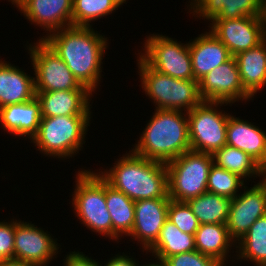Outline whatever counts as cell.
I'll list each match as a JSON object with an SVG mask.
<instances>
[{
    "instance_id": "cell-1",
    "label": "cell",
    "mask_w": 266,
    "mask_h": 266,
    "mask_svg": "<svg viewBox=\"0 0 266 266\" xmlns=\"http://www.w3.org/2000/svg\"><path fill=\"white\" fill-rule=\"evenodd\" d=\"M46 35L40 39L52 47L77 81L90 92L96 91L108 39L92 26H69Z\"/></svg>"
},
{
    "instance_id": "cell-2",
    "label": "cell",
    "mask_w": 266,
    "mask_h": 266,
    "mask_svg": "<svg viewBox=\"0 0 266 266\" xmlns=\"http://www.w3.org/2000/svg\"><path fill=\"white\" fill-rule=\"evenodd\" d=\"M117 160L114 167L98 173L114 189L122 191L133 201L169 198L166 164L132 151Z\"/></svg>"
},
{
    "instance_id": "cell-3",
    "label": "cell",
    "mask_w": 266,
    "mask_h": 266,
    "mask_svg": "<svg viewBox=\"0 0 266 266\" xmlns=\"http://www.w3.org/2000/svg\"><path fill=\"white\" fill-rule=\"evenodd\" d=\"M132 152L146 159L167 164L190 151L187 113L155 109Z\"/></svg>"
},
{
    "instance_id": "cell-4",
    "label": "cell",
    "mask_w": 266,
    "mask_h": 266,
    "mask_svg": "<svg viewBox=\"0 0 266 266\" xmlns=\"http://www.w3.org/2000/svg\"><path fill=\"white\" fill-rule=\"evenodd\" d=\"M138 58L141 85L146 96L148 95L155 103V109L187 113L203 101L199 93L198 81L176 79L162 74L152 69L141 57Z\"/></svg>"
},
{
    "instance_id": "cell-5",
    "label": "cell",
    "mask_w": 266,
    "mask_h": 266,
    "mask_svg": "<svg viewBox=\"0 0 266 266\" xmlns=\"http://www.w3.org/2000/svg\"><path fill=\"white\" fill-rule=\"evenodd\" d=\"M90 119L91 116L42 117L31 143H35L37 150L46 156L62 160L72 158L86 142L84 138Z\"/></svg>"
},
{
    "instance_id": "cell-6",
    "label": "cell",
    "mask_w": 266,
    "mask_h": 266,
    "mask_svg": "<svg viewBox=\"0 0 266 266\" xmlns=\"http://www.w3.org/2000/svg\"><path fill=\"white\" fill-rule=\"evenodd\" d=\"M72 206L81 224L112 239V220L105 201V180L98 172L78 171Z\"/></svg>"
},
{
    "instance_id": "cell-7",
    "label": "cell",
    "mask_w": 266,
    "mask_h": 266,
    "mask_svg": "<svg viewBox=\"0 0 266 266\" xmlns=\"http://www.w3.org/2000/svg\"><path fill=\"white\" fill-rule=\"evenodd\" d=\"M213 163L211 154L192 150L167 163L169 198L187 202L207 192L208 176Z\"/></svg>"
},
{
    "instance_id": "cell-8",
    "label": "cell",
    "mask_w": 266,
    "mask_h": 266,
    "mask_svg": "<svg viewBox=\"0 0 266 266\" xmlns=\"http://www.w3.org/2000/svg\"><path fill=\"white\" fill-rule=\"evenodd\" d=\"M224 104L230 103L202 101L187 112L192 151L213 155L226 145L227 122L230 114L223 113L217 108Z\"/></svg>"
},
{
    "instance_id": "cell-9",
    "label": "cell",
    "mask_w": 266,
    "mask_h": 266,
    "mask_svg": "<svg viewBox=\"0 0 266 266\" xmlns=\"http://www.w3.org/2000/svg\"><path fill=\"white\" fill-rule=\"evenodd\" d=\"M143 45L139 56L152 69L176 79L194 80L189 42L182 44L166 35L152 34Z\"/></svg>"
},
{
    "instance_id": "cell-10",
    "label": "cell",
    "mask_w": 266,
    "mask_h": 266,
    "mask_svg": "<svg viewBox=\"0 0 266 266\" xmlns=\"http://www.w3.org/2000/svg\"><path fill=\"white\" fill-rule=\"evenodd\" d=\"M31 63L34 69L35 92L88 90L82 86L65 62L43 39L29 44Z\"/></svg>"
},
{
    "instance_id": "cell-11",
    "label": "cell",
    "mask_w": 266,
    "mask_h": 266,
    "mask_svg": "<svg viewBox=\"0 0 266 266\" xmlns=\"http://www.w3.org/2000/svg\"><path fill=\"white\" fill-rule=\"evenodd\" d=\"M210 31L229 50L231 56L247 51L266 38V16L214 19Z\"/></svg>"
},
{
    "instance_id": "cell-12",
    "label": "cell",
    "mask_w": 266,
    "mask_h": 266,
    "mask_svg": "<svg viewBox=\"0 0 266 266\" xmlns=\"http://www.w3.org/2000/svg\"><path fill=\"white\" fill-rule=\"evenodd\" d=\"M203 101L232 103L252 100L244 90L235 57L211 70L198 81ZM247 100V101H246Z\"/></svg>"
},
{
    "instance_id": "cell-13",
    "label": "cell",
    "mask_w": 266,
    "mask_h": 266,
    "mask_svg": "<svg viewBox=\"0 0 266 266\" xmlns=\"http://www.w3.org/2000/svg\"><path fill=\"white\" fill-rule=\"evenodd\" d=\"M231 199L226 226L229 236L239 241L250 226L259 218L266 215V177L259 183Z\"/></svg>"
},
{
    "instance_id": "cell-14",
    "label": "cell",
    "mask_w": 266,
    "mask_h": 266,
    "mask_svg": "<svg viewBox=\"0 0 266 266\" xmlns=\"http://www.w3.org/2000/svg\"><path fill=\"white\" fill-rule=\"evenodd\" d=\"M35 226L15 219L14 259L47 266L58 254L59 245L48 232Z\"/></svg>"
},
{
    "instance_id": "cell-15",
    "label": "cell",
    "mask_w": 266,
    "mask_h": 266,
    "mask_svg": "<svg viewBox=\"0 0 266 266\" xmlns=\"http://www.w3.org/2000/svg\"><path fill=\"white\" fill-rule=\"evenodd\" d=\"M170 198L143 199L135 201V220L128 235L137 240L147 251L158 239L160 230L168 218Z\"/></svg>"
},
{
    "instance_id": "cell-16",
    "label": "cell",
    "mask_w": 266,
    "mask_h": 266,
    "mask_svg": "<svg viewBox=\"0 0 266 266\" xmlns=\"http://www.w3.org/2000/svg\"><path fill=\"white\" fill-rule=\"evenodd\" d=\"M17 9L48 34L72 26L73 0H23Z\"/></svg>"
},
{
    "instance_id": "cell-17",
    "label": "cell",
    "mask_w": 266,
    "mask_h": 266,
    "mask_svg": "<svg viewBox=\"0 0 266 266\" xmlns=\"http://www.w3.org/2000/svg\"><path fill=\"white\" fill-rule=\"evenodd\" d=\"M190 8L198 18L239 19L247 16H266V0H191ZM193 9V10H192Z\"/></svg>"
},
{
    "instance_id": "cell-18",
    "label": "cell",
    "mask_w": 266,
    "mask_h": 266,
    "mask_svg": "<svg viewBox=\"0 0 266 266\" xmlns=\"http://www.w3.org/2000/svg\"><path fill=\"white\" fill-rule=\"evenodd\" d=\"M41 105L42 117L90 116L89 90H62L35 92Z\"/></svg>"
},
{
    "instance_id": "cell-19",
    "label": "cell",
    "mask_w": 266,
    "mask_h": 266,
    "mask_svg": "<svg viewBox=\"0 0 266 266\" xmlns=\"http://www.w3.org/2000/svg\"><path fill=\"white\" fill-rule=\"evenodd\" d=\"M226 145L246 152L266 170V131L251 122L230 115Z\"/></svg>"
},
{
    "instance_id": "cell-20",
    "label": "cell",
    "mask_w": 266,
    "mask_h": 266,
    "mask_svg": "<svg viewBox=\"0 0 266 266\" xmlns=\"http://www.w3.org/2000/svg\"><path fill=\"white\" fill-rule=\"evenodd\" d=\"M189 50L196 81L232 57L228 48L210 31L189 41Z\"/></svg>"
},
{
    "instance_id": "cell-21",
    "label": "cell",
    "mask_w": 266,
    "mask_h": 266,
    "mask_svg": "<svg viewBox=\"0 0 266 266\" xmlns=\"http://www.w3.org/2000/svg\"><path fill=\"white\" fill-rule=\"evenodd\" d=\"M41 118V105L36 97L0 108V124L4 131L30 140L37 134Z\"/></svg>"
},
{
    "instance_id": "cell-22",
    "label": "cell",
    "mask_w": 266,
    "mask_h": 266,
    "mask_svg": "<svg viewBox=\"0 0 266 266\" xmlns=\"http://www.w3.org/2000/svg\"><path fill=\"white\" fill-rule=\"evenodd\" d=\"M36 97L34 77L0 60V108L31 101Z\"/></svg>"
},
{
    "instance_id": "cell-23",
    "label": "cell",
    "mask_w": 266,
    "mask_h": 266,
    "mask_svg": "<svg viewBox=\"0 0 266 266\" xmlns=\"http://www.w3.org/2000/svg\"><path fill=\"white\" fill-rule=\"evenodd\" d=\"M244 90L254 94L266 86V38L257 46L234 56Z\"/></svg>"
},
{
    "instance_id": "cell-24",
    "label": "cell",
    "mask_w": 266,
    "mask_h": 266,
    "mask_svg": "<svg viewBox=\"0 0 266 266\" xmlns=\"http://www.w3.org/2000/svg\"><path fill=\"white\" fill-rule=\"evenodd\" d=\"M105 201L112 220V239L129 235L135 220V201L105 181ZM123 234V235H122Z\"/></svg>"
},
{
    "instance_id": "cell-25",
    "label": "cell",
    "mask_w": 266,
    "mask_h": 266,
    "mask_svg": "<svg viewBox=\"0 0 266 266\" xmlns=\"http://www.w3.org/2000/svg\"><path fill=\"white\" fill-rule=\"evenodd\" d=\"M235 245L226 224H200L195 233L196 251L224 264L228 261L226 258L230 257V248Z\"/></svg>"
},
{
    "instance_id": "cell-26",
    "label": "cell",
    "mask_w": 266,
    "mask_h": 266,
    "mask_svg": "<svg viewBox=\"0 0 266 266\" xmlns=\"http://www.w3.org/2000/svg\"><path fill=\"white\" fill-rule=\"evenodd\" d=\"M194 250H196L195 235L183 233L167 218L158 239L146 252L149 251L155 259L164 261L172 255Z\"/></svg>"
},
{
    "instance_id": "cell-27",
    "label": "cell",
    "mask_w": 266,
    "mask_h": 266,
    "mask_svg": "<svg viewBox=\"0 0 266 266\" xmlns=\"http://www.w3.org/2000/svg\"><path fill=\"white\" fill-rule=\"evenodd\" d=\"M212 156L214 164L218 167L235 173L245 180L252 178V176L254 178L257 176L266 177V170L256 160L233 146L225 145Z\"/></svg>"
},
{
    "instance_id": "cell-28",
    "label": "cell",
    "mask_w": 266,
    "mask_h": 266,
    "mask_svg": "<svg viewBox=\"0 0 266 266\" xmlns=\"http://www.w3.org/2000/svg\"><path fill=\"white\" fill-rule=\"evenodd\" d=\"M186 203L200 224H226L227 222L230 198L207 191Z\"/></svg>"
},
{
    "instance_id": "cell-29",
    "label": "cell",
    "mask_w": 266,
    "mask_h": 266,
    "mask_svg": "<svg viewBox=\"0 0 266 266\" xmlns=\"http://www.w3.org/2000/svg\"><path fill=\"white\" fill-rule=\"evenodd\" d=\"M237 243V259L255 262L256 266H266V215L259 217Z\"/></svg>"
},
{
    "instance_id": "cell-30",
    "label": "cell",
    "mask_w": 266,
    "mask_h": 266,
    "mask_svg": "<svg viewBox=\"0 0 266 266\" xmlns=\"http://www.w3.org/2000/svg\"><path fill=\"white\" fill-rule=\"evenodd\" d=\"M126 3L125 0H73L72 26L91 27V21L99 20L118 7Z\"/></svg>"
},
{
    "instance_id": "cell-31",
    "label": "cell",
    "mask_w": 266,
    "mask_h": 266,
    "mask_svg": "<svg viewBox=\"0 0 266 266\" xmlns=\"http://www.w3.org/2000/svg\"><path fill=\"white\" fill-rule=\"evenodd\" d=\"M244 184V179L239 175L213 163L208 176L207 191L233 199L239 194V187H244Z\"/></svg>"
},
{
    "instance_id": "cell-32",
    "label": "cell",
    "mask_w": 266,
    "mask_h": 266,
    "mask_svg": "<svg viewBox=\"0 0 266 266\" xmlns=\"http://www.w3.org/2000/svg\"><path fill=\"white\" fill-rule=\"evenodd\" d=\"M168 219L183 233L195 235L200 223L186 202L170 200Z\"/></svg>"
},
{
    "instance_id": "cell-33",
    "label": "cell",
    "mask_w": 266,
    "mask_h": 266,
    "mask_svg": "<svg viewBox=\"0 0 266 266\" xmlns=\"http://www.w3.org/2000/svg\"><path fill=\"white\" fill-rule=\"evenodd\" d=\"M164 263L167 266H226L221 261L196 250L167 257Z\"/></svg>"
},
{
    "instance_id": "cell-34",
    "label": "cell",
    "mask_w": 266,
    "mask_h": 266,
    "mask_svg": "<svg viewBox=\"0 0 266 266\" xmlns=\"http://www.w3.org/2000/svg\"><path fill=\"white\" fill-rule=\"evenodd\" d=\"M12 220L0 222V260L14 259L15 221Z\"/></svg>"
},
{
    "instance_id": "cell-35",
    "label": "cell",
    "mask_w": 266,
    "mask_h": 266,
    "mask_svg": "<svg viewBox=\"0 0 266 266\" xmlns=\"http://www.w3.org/2000/svg\"><path fill=\"white\" fill-rule=\"evenodd\" d=\"M64 266H100V263L83 252H70L64 259Z\"/></svg>"
},
{
    "instance_id": "cell-36",
    "label": "cell",
    "mask_w": 266,
    "mask_h": 266,
    "mask_svg": "<svg viewBox=\"0 0 266 266\" xmlns=\"http://www.w3.org/2000/svg\"><path fill=\"white\" fill-rule=\"evenodd\" d=\"M134 258H130L127 254H116V256L108 260L104 266H139L138 263H136ZM100 266H102L100 264ZM141 266V265H140Z\"/></svg>"
},
{
    "instance_id": "cell-37",
    "label": "cell",
    "mask_w": 266,
    "mask_h": 266,
    "mask_svg": "<svg viewBox=\"0 0 266 266\" xmlns=\"http://www.w3.org/2000/svg\"><path fill=\"white\" fill-rule=\"evenodd\" d=\"M0 266H38V265L25 263L21 260L8 259V260H1Z\"/></svg>"
},
{
    "instance_id": "cell-38",
    "label": "cell",
    "mask_w": 266,
    "mask_h": 266,
    "mask_svg": "<svg viewBox=\"0 0 266 266\" xmlns=\"http://www.w3.org/2000/svg\"><path fill=\"white\" fill-rule=\"evenodd\" d=\"M155 261H158V262H150L149 264H147V265H141V266H167L165 263H164V261H160V260H155Z\"/></svg>"
},
{
    "instance_id": "cell-39",
    "label": "cell",
    "mask_w": 266,
    "mask_h": 266,
    "mask_svg": "<svg viewBox=\"0 0 266 266\" xmlns=\"http://www.w3.org/2000/svg\"><path fill=\"white\" fill-rule=\"evenodd\" d=\"M14 6H18L23 0H9Z\"/></svg>"
}]
</instances>
